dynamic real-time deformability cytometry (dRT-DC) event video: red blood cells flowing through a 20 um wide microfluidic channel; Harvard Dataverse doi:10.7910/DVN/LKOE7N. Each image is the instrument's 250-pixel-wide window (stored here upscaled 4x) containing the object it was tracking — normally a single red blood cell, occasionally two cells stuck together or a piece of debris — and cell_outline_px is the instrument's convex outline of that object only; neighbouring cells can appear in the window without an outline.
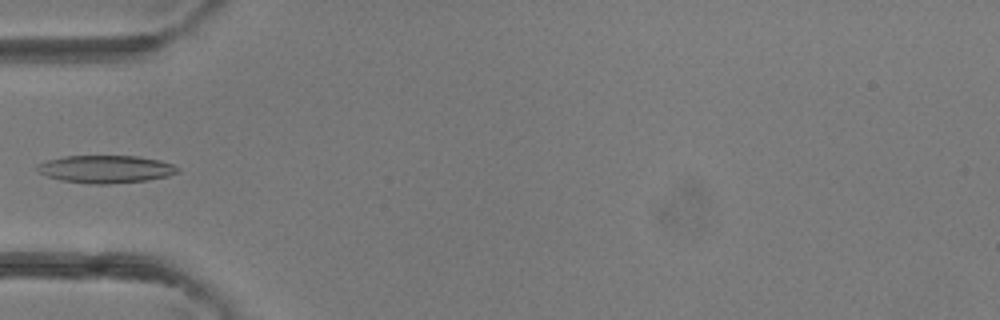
{"species": "common noctule bat (a hibernating species)", "species_latin": "Nyctalus noctula", "temperature_condition": "room temperature", "stored_images_in_passage": 5, "camera_frame_rate_fps": 3000, "um_per_image_px": 0.085, "animal": {"sex": "female"}, "frame": {"image": 1, "passage_image": 5, "time_ms": 4.667, "image_size_px": [1000, 320], "cell_outline_px": [[180, 172], [168, 176], [148, 180], [108, 184], [92, 184], [60, 180], [48, 176], [40, 172], [36, 168], [40, 164], [48, 160], [64, 156], [136, 156], [160, 160], [172, 164], [180, 168]], "centroid_in_image_um": [9.04, 14.38], "position_along_channel_um": 76.0, "area_um2": 22.54}}